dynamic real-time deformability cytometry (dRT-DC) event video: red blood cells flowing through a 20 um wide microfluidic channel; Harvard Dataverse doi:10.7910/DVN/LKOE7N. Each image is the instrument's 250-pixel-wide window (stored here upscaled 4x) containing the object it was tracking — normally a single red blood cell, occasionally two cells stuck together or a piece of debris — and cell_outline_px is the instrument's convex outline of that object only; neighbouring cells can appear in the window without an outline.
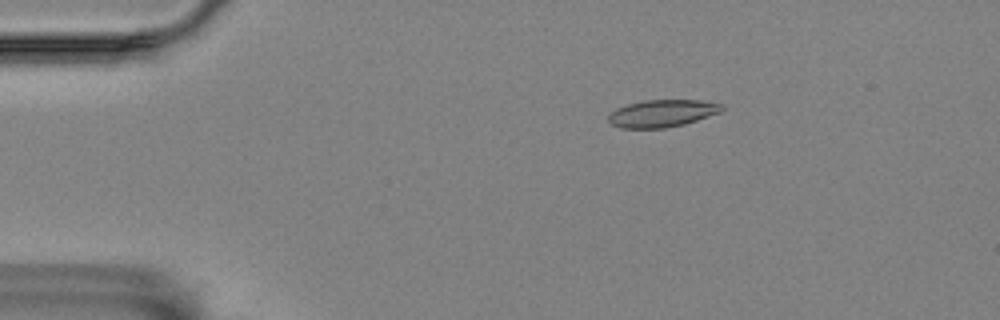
{"species": "Egyptian fruit bat (a non-hibernating species)", "species_latin": "Rousettus aegyptiacus", "temperature_condition": "room temperature", "stored_images_in_passage": 2, "segment_of_instrument_passage": [2, 2], "camera_frame_rate_fps": 3000, "um_per_image_px": 0.085, "animal": {"sex": "female"}, "frame": {"image": 1, "passage_image": 2, "time_ms": 4.0, "image_size_px": [1000, 320], "cell_outline_px": [[724, 108], [720, 112], [684, 124], [664, 128], [620, 128], [612, 124], [608, 120], [608, 116], [616, 108], [628, 104], [644, 100], [700, 100], [724, 104]], "centroid_in_image_um": [56.29, 9.63], "position_along_channel_um": 28.7, "area_um2": 17.98}}